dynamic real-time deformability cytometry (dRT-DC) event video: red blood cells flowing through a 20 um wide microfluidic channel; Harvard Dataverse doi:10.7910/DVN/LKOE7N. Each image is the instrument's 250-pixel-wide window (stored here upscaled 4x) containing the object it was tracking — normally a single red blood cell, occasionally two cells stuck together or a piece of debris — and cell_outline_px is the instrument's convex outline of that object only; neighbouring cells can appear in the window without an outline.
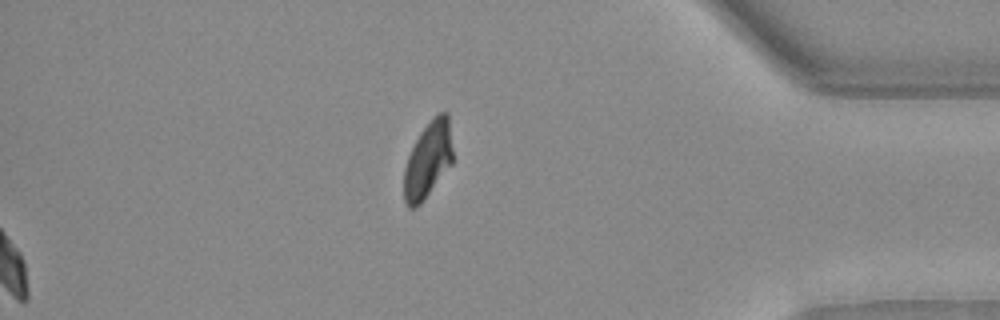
{"species": "Egyptian fruit bat (a non-hibernating species)", "species_latin": "Rousettus aegyptiacus", "temperature_condition": "warm", "stored_images_in_passage": 50, "camera_frame_rate_fps": 3000, "um_per_image_px": 0.085, "animal": {"sex": "female"}, "frame": {"image": 1, "passage_image": 50, "time_ms": 16.333, "image_size_px": [1000, 320], "cell_outline_px": [[452, 164], [420, 204], [412, 208], [408, 208], [404, 200], [404, 168], [408, 156], [420, 132], [440, 112], [448, 112], [452, 148]], "centroid_in_image_um": [36.37, 13.61], "position_along_channel_um": 398.8, "area_um2": 21.33}, "authors_computed_cell_mechanics": {"area_um2": 20.4323, "velocity_mm_per_s": 4.0838, "shape_relaxation_time_tau1_ms": 7.9826, "shape_relaxation_time_tau2_ms": null, "deformation_change_tau1": 0.223, "deformation_change_tau2": null}}